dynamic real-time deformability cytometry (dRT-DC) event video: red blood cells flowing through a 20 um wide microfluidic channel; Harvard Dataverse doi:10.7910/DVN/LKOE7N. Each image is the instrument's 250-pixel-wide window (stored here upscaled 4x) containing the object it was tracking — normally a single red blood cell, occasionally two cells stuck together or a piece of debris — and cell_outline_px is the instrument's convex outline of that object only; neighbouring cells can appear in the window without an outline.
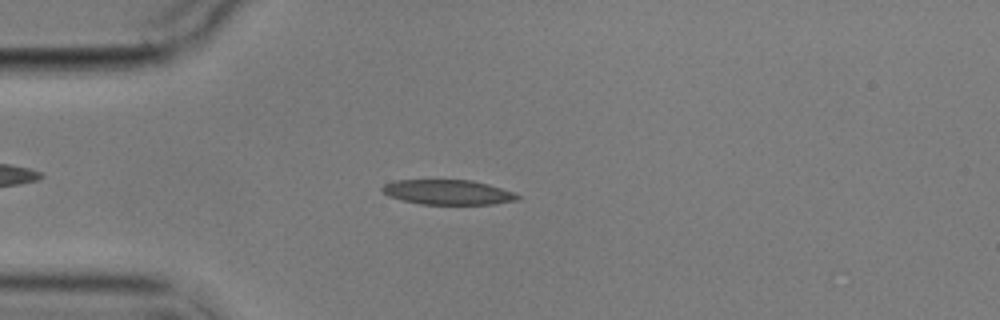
{"species": "common noctule bat (a hibernating species)", "species_latin": "Nyctalus noctula", "temperature_condition": "cold", "stored_images_in_passage": 3, "camera_frame_rate_fps": 3000, "um_per_image_px": 0.085, "animal": {"sex": "male", "body_mass_g": 17.9}, "frame": {"image": 1, "passage_image": 3, "time_ms": 2.333, "image_size_px": [1000, 320], "cell_outline_px": [[520, 196], [516, 200], [496, 204], [420, 204], [388, 196], [380, 188], [384, 184], [396, 180], [472, 180], [488, 184], [512, 192]], "centroid_in_image_um": [38.05, 16.33], "position_along_channel_um": 47.0, "area_um2": 19.42}}